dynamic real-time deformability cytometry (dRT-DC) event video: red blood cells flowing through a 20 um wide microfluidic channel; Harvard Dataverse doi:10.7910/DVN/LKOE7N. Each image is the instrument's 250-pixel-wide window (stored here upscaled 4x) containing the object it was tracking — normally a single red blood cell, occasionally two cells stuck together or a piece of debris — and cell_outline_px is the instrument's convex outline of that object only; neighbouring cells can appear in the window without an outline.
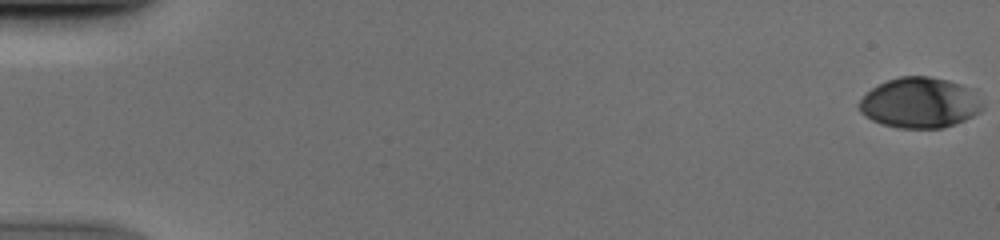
{"species": "human", "species_latin": "Homo sapiens", "temperature_condition": "cold", "stored_images_in_passage": 54, "camera_frame_rate_fps": 3000, "um_per_image_px": 0.085, "donor": {"sex": "male"}, "frame": {"image": 1, "passage_image": 1, "time_ms": 0.0, "image_size_px": [1000, 240], "cell_outline_px": [[984, 108], [980, 112], [964, 120], [944, 128], [896, 128], [872, 120], [864, 116], [860, 112], [856, 104], [872, 88], [888, 80], [900, 76], [928, 76], [948, 80], [960, 84], [980, 100]], "centroid_in_image_um": [78.13, 8.75], "position_along_channel_um": 6.9, "area_um2": 36.01}}
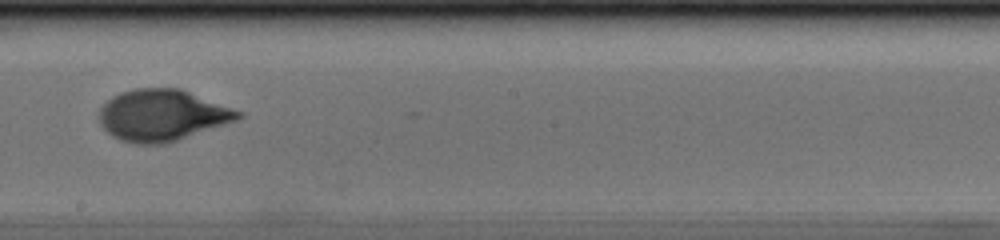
{"frame": {"image": 2, "passage_image": 32, "time_ms": 10.333, "image_size_px": [1000, 240], "cell_outline_px": [[244, 116], [236, 120], [164, 144], [136, 144], [120, 140], [112, 136], [100, 124], [100, 108], [112, 96], [120, 92], [136, 88], [180, 88], [244, 112]], "centroid_in_image_um": [13.78, 9.79], "position_along_channel_um": 234.4, "area_um2": 41.38}}
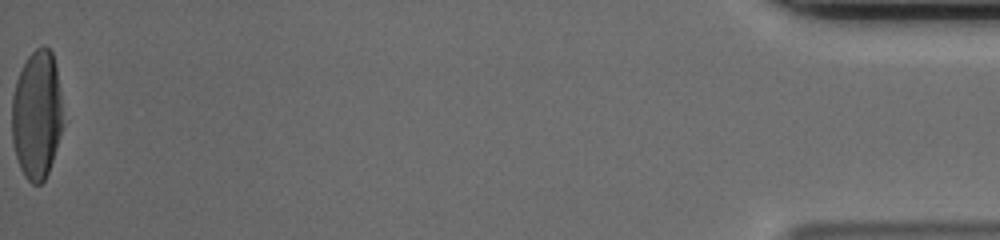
{"frame": {"image": 3, "passage_image": 54, "time_ms": 17.667, "image_size_px": [1000, 240], "cell_outline_px": [[64, 124], [48, 172], [44, 180], [40, 184], [32, 184], [24, 176], [20, 168], [12, 144], [12, 96], [16, 80], [28, 56], [36, 48], [44, 44], [52, 52], [56, 68]], "centroid_in_image_um": [3.12, 9.77], "position_along_channel_um": 432.1, "area_um2": 38.32}}